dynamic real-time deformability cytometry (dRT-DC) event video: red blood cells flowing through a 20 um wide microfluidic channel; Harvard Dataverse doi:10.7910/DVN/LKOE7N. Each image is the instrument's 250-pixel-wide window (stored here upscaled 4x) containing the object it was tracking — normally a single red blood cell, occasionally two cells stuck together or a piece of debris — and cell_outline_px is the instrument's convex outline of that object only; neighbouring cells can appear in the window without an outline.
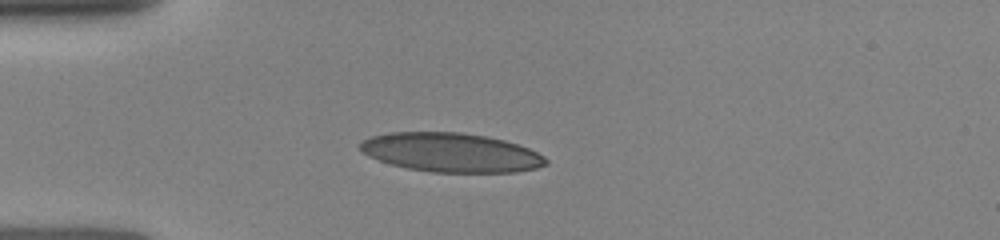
{"species": "human", "species_latin": "Homo sapiens", "temperature_condition": "room temperature", "stored_images_in_passage": 7, "camera_frame_rate_fps": 3000, "um_per_image_px": 0.085, "donor": {"sex": "female"}, "frame": {"image": 1, "passage_image": 4, "time_ms": 3.333, "image_size_px": [1000, 240], "cell_outline_px": [[548, 164], [536, 168], [516, 172], [432, 172], [408, 168], [392, 164], [368, 156], [360, 152], [356, 148], [356, 144], [372, 136], [392, 132], [460, 132], [488, 136], [504, 140], [528, 148], [544, 156], [548, 160]], "centroid_in_image_um": [38.31, 12.96], "position_along_channel_um": 46.7, "area_um2": 42.43}}
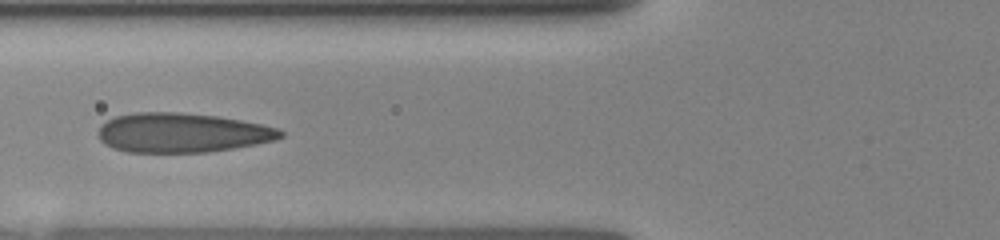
{"frame": {"image": 2, "passage_image": 6, "time_ms": 5.333, "image_size_px": [1000, 240], "cell_outline_px": [[284, 136], [276, 140], [256, 144], [208, 152], [128, 152], [112, 148], [104, 144], [100, 140], [96, 132], [100, 124], [116, 116], [136, 112], [180, 112], [216, 116], [240, 120], [260, 124], [276, 128], [284, 132]], "centroid_in_image_um": [15.43, 11.28], "position_along_channel_um": 110.4, "area_um2": 42.02}}
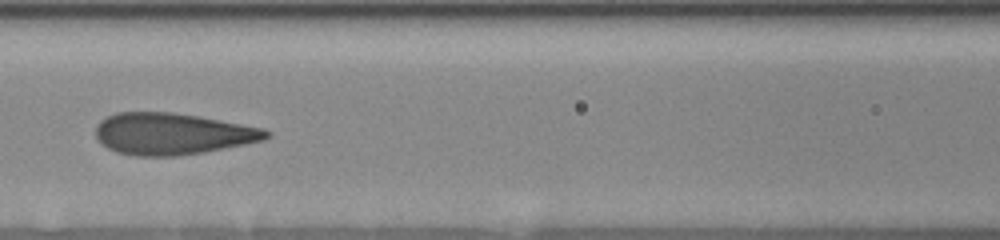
{"frame": {"image": 3, "passage_image": 7, "time_ms": 6.333, "image_size_px": [1000, 240], "cell_outline_px": [[272, 136], [264, 140], [204, 152], [176, 156], [136, 156], [116, 152], [100, 144], [96, 140], [96, 124], [100, 120], [116, 112], [172, 112], [200, 116], [264, 128], [272, 132]], "centroid_in_image_um": [14.64, 11.37], "position_along_channel_um": 152.0, "area_um2": 41.73}}